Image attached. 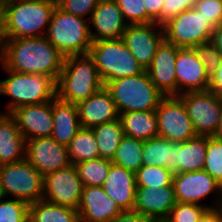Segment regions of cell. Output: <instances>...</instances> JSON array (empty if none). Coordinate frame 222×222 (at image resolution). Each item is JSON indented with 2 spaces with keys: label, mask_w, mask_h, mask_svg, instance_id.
Instances as JSON below:
<instances>
[{
  "label": "cell",
  "mask_w": 222,
  "mask_h": 222,
  "mask_svg": "<svg viewBox=\"0 0 222 222\" xmlns=\"http://www.w3.org/2000/svg\"><path fill=\"white\" fill-rule=\"evenodd\" d=\"M64 56L46 37H25L8 40L4 66L12 71L41 74L56 82L62 71Z\"/></svg>",
  "instance_id": "cell-1"
},
{
  "label": "cell",
  "mask_w": 222,
  "mask_h": 222,
  "mask_svg": "<svg viewBox=\"0 0 222 222\" xmlns=\"http://www.w3.org/2000/svg\"><path fill=\"white\" fill-rule=\"evenodd\" d=\"M5 77L0 78V96L8 99L3 103L7 114L23 105L42 104L57 97L56 81L47 75L20 73L0 67Z\"/></svg>",
  "instance_id": "cell-2"
},
{
  "label": "cell",
  "mask_w": 222,
  "mask_h": 222,
  "mask_svg": "<svg viewBox=\"0 0 222 222\" xmlns=\"http://www.w3.org/2000/svg\"><path fill=\"white\" fill-rule=\"evenodd\" d=\"M56 84L57 98L75 105L104 87L95 62L89 54L65 57Z\"/></svg>",
  "instance_id": "cell-3"
},
{
  "label": "cell",
  "mask_w": 222,
  "mask_h": 222,
  "mask_svg": "<svg viewBox=\"0 0 222 222\" xmlns=\"http://www.w3.org/2000/svg\"><path fill=\"white\" fill-rule=\"evenodd\" d=\"M56 0H4L3 14L9 39L45 37Z\"/></svg>",
  "instance_id": "cell-4"
},
{
  "label": "cell",
  "mask_w": 222,
  "mask_h": 222,
  "mask_svg": "<svg viewBox=\"0 0 222 222\" xmlns=\"http://www.w3.org/2000/svg\"><path fill=\"white\" fill-rule=\"evenodd\" d=\"M104 87L113 98L119 114L155 110L164 97L146 70L139 75L108 81Z\"/></svg>",
  "instance_id": "cell-5"
},
{
  "label": "cell",
  "mask_w": 222,
  "mask_h": 222,
  "mask_svg": "<svg viewBox=\"0 0 222 222\" xmlns=\"http://www.w3.org/2000/svg\"><path fill=\"white\" fill-rule=\"evenodd\" d=\"M45 37L64 58L89 54L92 45L89 19L66 13L57 5Z\"/></svg>",
  "instance_id": "cell-6"
},
{
  "label": "cell",
  "mask_w": 222,
  "mask_h": 222,
  "mask_svg": "<svg viewBox=\"0 0 222 222\" xmlns=\"http://www.w3.org/2000/svg\"><path fill=\"white\" fill-rule=\"evenodd\" d=\"M89 55L95 62L103 84L121 77L139 75L145 71L122 39L92 42Z\"/></svg>",
  "instance_id": "cell-7"
},
{
  "label": "cell",
  "mask_w": 222,
  "mask_h": 222,
  "mask_svg": "<svg viewBox=\"0 0 222 222\" xmlns=\"http://www.w3.org/2000/svg\"><path fill=\"white\" fill-rule=\"evenodd\" d=\"M172 185L177 202L222 207V187L205 170L174 173Z\"/></svg>",
  "instance_id": "cell-8"
},
{
  "label": "cell",
  "mask_w": 222,
  "mask_h": 222,
  "mask_svg": "<svg viewBox=\"0 0 222 222\" xmlns=\"http://www.w3.org/2000/svg\"><path fill=\"white\" fill-rule=\"evenodd\" d=\"M0 181L8 198L28 204L43 199L44 176L26 159L0 166Z\"/></svg>",
  "instance_id": "cell-9"
},
{
  "label": "cell",
  "mask_w": 222,
  "mask_h": 222,
  "mask_svg": "<svg viewBox=\"0 0 222 222\" xmlns=\"http://www.w3.org/2000/svg\"><path fill=\"white\" fill-rule=\"evenodd\" d=\"M162 27L165 41L179 48H193L211 41L216 25L192 8L184 10Z\"/></svg>",
  "instance_id": "cell-10"
},
{
  "label": "cell",
  "mask_w": 222,
  "mask_h": 222,
  "mask_svg": "<svg viewBox=\"0 0 222 222\" xmlns=\"http://www.w3.org/2000/svg\"><path fill=\"white\" fill-rule=\"evenodd\" d=\"M189 118L197 136L212 137L217 131L222 100L210 90L181 93Z\"/></svg>",
  "instance_id": "cell-11"
},
{
  "label": "cell",
  "mask_w": 222,
  "mask_h": 222,
  "mask_svg": "<svg viewBox=\"0 0 222 222\" xmlns=\"http://www.w3.org/2000/svg\"><path fill=\"white\" fill-rule=\"evenodd\" d=\"M159 137L184 142L197 136L185 104L179 96H164L155 109Z\"/></svg>",
  "instance_id": "cell-12"
},
{
  "label": "cell",
  "mask_w": 222,
  "mask_h": 222,
  "mask_svg": "<svg viewBox=\"0 0 222 222\" xmlns=\"http://www.w3.org/2000/svg\"><path fill=\"white\" fill-rule=\"evenodd\" d=\"M83 189L84 184L72 164L44 176L43 199L53 204L77 209Z\"/></svg>",
  "instance_id": "cell-13"
},
{
  "label": "cell",
  "mask_w": 222,
  "mask_h": 222,
  "mask_svg": "<svg viewBox=\"0 0 222 222\" xmlns=\"http://www.w3.org/2000/svg\"><path fill=\"white\" fill-rule=\"evenodd\" d=\"M25 159L43 176L72 165L67 147L52 137L26 140Z\"/></svg>",
  "instance_id": "cell-14"
},
{
  "label": "cell",
  "mask_w": 222,
  "mask_h": 222,
  "mask_svg": "<svg viewBox=\"0 0 222 222\" xmlns=\"http://www.w3.org/2000/svg\"><path fill=\"white\" fill-rule=\"evenodd\" d=\"M121 39L144 70L165 40L163 27L155 23L128 25Z\"/></svg>",
  "instance_id": "cell-15"
},
{
  "label": "cell",
  "mask_w": 222,
  "mask_h": 222,
  "mask_svg": "<svg viewBox=\"0 0 222 222\" xmlns=\"http://www.w3.org/2000/svg\"><path fill=\"white\" fill-rule=\"evenodd\" d=\"M10 115L15 119L25 140L51 137L54 128L52 101L23 105L14 109Z\"/></svg>",
  "instance_id": "cell-16"
},
{
  "label": "cell",
  "mask_w": 222,
  "mask_h": 222,
  "mask_svg": "<svg viewBox=\"0 0 222 222\" xmlns=\"http://www.w3.org/2000/svg\"><path fill=\"white\" fill-rule=\"evenodd\" d=\"M89 24L92 42L121 39L129 25L115 0H100Z\"/></svg>",
  "instance_id": "cell-17"
},
{
  "label": "cell",
  "mask_w": 222,
  "mask_h": 222,
  "mask_svg": "<svg viewBox=\"0 0 222 222\" xmlns=\"http://www.w3.org/2000/svg\"><path fill=\"white\" fill-rule=\"evenodd\" d=\"M175 69L176 96L188 91L208 90L210 77L193 48H179Z\"/></svg>",
  "instance_id": "cell-18"
},
{
  "label": "cell",
  "mask_w": 222,
  "mask_h": 222,
  "mask_svg": "<svg viewBox=\"0 0 222 222\" xmlns=\"http://www.w3.org/2000/svg\"><path fill=\"white\" fill-rule=\"evenodd\" d=\"M179 47L163 41L146 69L154 86L163 96H176V58Z\"/></svg>",
  "instance_id": "cell-19"
},
{
  "label": "cell",
  "mask_w": 222,
  "mask_h": 222,
  "mask_svg": "<svg viewBox=\"0 0 222 222\" xmlns=\"http://www.w3.org/2000/svg\"><path fill=\"white\" fill-rule=\"evenodd\" d=\"M77 211L80 222H110L122 212L101 186H84Z\"/></svg>",
  "instance_id": "cell-20"
},
{
  "label": "cell",
  "mask_w": 222,
  "mask_h": 222,
  "mask_svg": "<svg viewBox=\"0 0 222 222\" xmlns=\"http://www.w3.org/2000/svg\"><path fill=\"white\" fill-rule=\"evenodd\" d=\"M207 136H195L184 142H171L167 169L174 173L204 170Z\"/></svg>",
  "instance_id": "cell-21"
},
{
  "label": "cell",
  "mask_w": 222,
  "mask_h": 222,
  "mask_svg": "<svg viewBox=\"0 0 222 222\" xmlns=\"http://www.w3.org/2000/svg\"><path fill=\"white\" fill-rule=\"evenodd\" d=\"M177 203L173 185L159 188L137 186L133 210L149 218L168 217Z\"/></svg>",
  "instance_id": "cell-22"
},
{
  "label": "cell",
  "mask_w": 222,
  "mask_h": 222,
  "mask_svg": "<svg viewBox=\"0 0 222 222\" xmlns=\"http://www.w3.org/2000/svg\"><path fill=\"white\" fill-rule=\"evenodd\" d=\"M80 125L93 128L119 119V112L113 98L105 87L78 105Z\"/></svg>",
  "instance_id": "cell-23"
},
{
  "label": "cell",
  "mask_w": 222,
  "mask_h": 222,
  "mask_svg": "<svg viewBox=\"0 0 222 222\" xmlns=\"http://www.w3.org/2000/svg\"><path fill=\"white\" fill-rule=\"evenodd\" d=\"M101 187L122 211L133 210L137 189L135 172L112 164Z\"/></svg>",
  "instance_id": "cell-24"
},
{
  "label": "cell",
  "mask_w": 222,
  "mask_h": 222,
  "mask_svg": "<svg viewBox=\"0 0 222 222\" xmlns=\"http://www.w3.org/2000/svg\"><path fill=\"white\" fill-rule=\"evenodd\" d=\"M52 117L54 128L51 137L67 147L81 129L78 106L56 97L52 100Z\"/></svg>",
  "instance_id": "cell-25"
},
{
  "label": "cell",
  "mask_w": 222,
  "mask_h": 222,
  "mask_svg": "<svg viewBox=\"0 0 222 222\" xmlns=\"http://www.w3.org/2000/svg\"><path fill=\"white\" fill-rule=\"evenodd\" d=\"M26 140L15 119L6 114L0 120V165L25 159Z\"/></svg>",
  "instance_id": "cell-26"
},
{
  "label": "cell",
  "mask_w": 222,
  "mask_h": 222,
  "mask_svg": "<svg viewBox=\"0 0 222 222\" xmlns=\"http://www.w3.org/2000/svg\"><path fill=\"white\" fill-rule=\"evenodd\" d=\"M124 134L145 141L159 136L155 110L124 112L119 115Z\"/></svg>",
  "instance_id": "cell-27"
},
{
  "label": "cell",
  "mask_w": 222,
  "mask_h": 222,
  "mask_svg": "<svg viewBox=\"0 0 222 222\" xmlns=\"http://www.w3.org/2000/svg\"><path fill=\"white\" fill-rule=\"evenodd\" d=\"M29 222H80L77 209L50 203L45 199L31 203Z\"/></svg>",
  "instance_id": "cell-28"
},
{
  "label": "cell",
  "mask_w": 222,
  "mask_h": 222,
  "mask_svg": "<svg viewBox=\"0 0 222 222\" xmlns=\"http://www.w3.org/2000/svg\"><path fill=\"white\" fill-rule=\"evenodd\" d=\"M92 130L96 138L99 156L112 160L116 149L125 135L120 118L93 127Z\"/></svg>",
  "instance_id": "cell-29"
},
{
  "label": "cell",
  "mask_w": 222,
  "mask_h": 222,
  "mask_svg": "<svg viewBox=\"0 0 222 222\" xmlns=\"http://www.w3.org/2000/svg\"><path fill=\"white\" fill-rule=\"evenodd\" d=\"M73 165L100 158L96 138L91 128H83L75 134L67 146Z\"/></svg>",
  "instance_id": "cell-30"
},
{
  "label": "cell",
  "mask_w": 222,
  "mask_h": 222,
  "mask_svg": "<svg viewBox=\"0 0 222 222\" xmlns=\"http://www.w3.org/2000/svg\"><path fill=\"white\" fill-rule=\"evenodd\" d=\"M143 141L124 135L115 151L112 164L136 172L142 165Z\"/></svg>",
  "instance_id": "cell-31"
},
{
  "label": "cell",
  "mask_w": 222,
  "mask_h": 222,
  "mask_svg": "<svg viewBox=\"0 0 222 222\" xmlns=\"http://www.w3.org/2000/svg\"><path fill=\"white\" fill-rule=\"evenodd\" d=\"M171 141L162 137L143 141L142 161L144 166L167 168L170 161Z\"/></svg>",
  "instance_id": "cell-32"
},
{
  "label": "cell",
  "mask_w": 222,
  "mask_h": 222,
  "mask_svg": "<svg viewBox=\"0 0 222 222\" xmlns=\"http://www.w3.org/2000/svg\"><path fill=\"white\" fill-rule=\"evenodd\" d=\"M111 160L97 158L75 164L78 176L84 186H102L107 178Z\"/></svg>",
  "instance_id": "cell-33"
},
{
  "label": "cell",
  "mask_w": 222,
  "mask_h": 222,
  "mask_svg": "<svg viewBox=\"0 0 222 222\" xmlns=\"http://www.w3.org/2000/svg\"><path fill=\"white\" fill-rule=\"evenodd\" d=\"M136 185L159 188L172 185L173 173L167 168L142 165L136 172Z\"/></svg>",
  "instance_id": "cell-34"
},
{
  "label": "cell",
  "mask_w": 222,
  "mask_h": 222,
  "mask_svg": "<svg viewBox=\"0 0 222 222\" xmlns=\"http://www.w3.org/2000/svg\"><path fill=\"white\" fill-rule=\"evenodd\" d=\"M204 170L222 185V140L207 137Z\"/></svg>",
  "instance_id": "cell-35"
},
{
  "label": "cell",
  "mask_w": 222,
  "mask_h": 222,
  "mask_svg": "<svg viewBox=\"0 0 222 222\" xmlns=\"http://www.w3.org/2000/svg\"><path fill=\"white\" fill-rule=\"evenodd\" d=\"M30 204L19 199L0 200V222H29Z\"/></svg>",
  "instance_id": "cell-36"
},
{
  "label": "cell",
  "mask_w": 222,
  "mask_h": 222,
  "mask_svg": "<svg viewBox=\"0 0 222 222\" xmlns=\"http://www.w3.org/2000/svg\"><path fill=\"white\" fill-rule=\"evenodd\" d=\"M129 25L150 24L154 21L146 14L144 0H115Z\"/></svg>",
  "instance_id": "cell-37"
},
{
  "label": "cell",
  "mask_w": 222,
  "mask_h": 222,
  "mask_svg": "<svg viewBox=\"0 0 222 222\" xmlns=\"http://www.w3.org/2000/svg\"><path fill=\"white\" fill-rule=\"evenodd\" d=\"M193 49L211 77L222 62V54L211 41L196 45Z\"/></svg>",
  "instance_id": "cell-38"
},
{
  "label": "cell",
  "mask_w": 222,
  "mask_h": 222,
  "mask_svg": "<svg viewBox=\"0 0 222 222\" xmlns=\"http://www.w3.org/2000/svg\"><path fill=\"white\" fill-rule=\"evenodd\" d=\"M207 210L208 208L205 206L177 202L170 211L168 218L172 222H199Z\"/></svg>",
  "instance_id": "cell-39"
},
{
  "label": "cell",
  "mask_w": 222,
  "mask_h": 222,
  "mask_svg": "<svg viewBox=\"0 0 222 222\" xmlns=\"http://www.w3.org/2000/svg\"><path fill=\"white\" fill-rule=\"evenodd\" d=\"M57 6L66 13L90 19L100 0H56Z\"/></svg>",
  "instance_id": "cell-40"
},
{
  "label": "cell",
  "mask_w": 222,
  "mask_h": 222,
  "mask_svg": "<svg viewBox=\"0 0 222 222\" xmlns=\"http://www.w3.org/2000/svg\"><path fill=\"white\" fill-rule=\"evenodd\" d=\"M195 2L196 0H164L161 14L154 23L163 26L184 10L194 8Z\"/></svg>",
  "instance_id": "cell-41"
},
{
  "label": "cell",
  "mask_w": 222,
  "mask_h": 222,
  "mask_svg": "<svg viewBox=\"0 0 222 222\" xmlns=\"http://www.w3.org/2000/svg\"><path fill=\"white\" fill-rule=\"evenodd\" d=\"M194 8L216 26L222 23V0H196Z\"/></svg>",
  "instance_id": "cell-42"
},
{
  "label": "cell",
  "mask_w": 222,
  "mask_h": 222,
  "mask_svg": "<svg viewBox=\"0 0 222 222\" xmlns=\"http://www.w3.org/2000/svg\"><path fill=\"white\" fill-rule=\"evenodd\" d=\"M8 40L5 17L2 13L0 15V67L4 65L7 57Z\"/></svg>",
  "instance_id": "cell-43"
},
{
  "label": "cell",
  "mask_w": 222,
  "mask_h": 222,
  "mask_svg": "<svg viewBox=\"0 0 222 222\" xmlns=\"http://www.w3.org/2000/svg\"><path fill=\"white\" fill-rule=\"evenodd\" d=\"M208 90L216 94L222 100V62L210 77Z\"/></svg>",
  "instance_id": "cell-44"
},
{
  "label": "cell",
  "mask_w": 222,
  "mask_h": 222,
  "mask_svg": "<svg viewBox=\"0 0 222 222\" xmlns=\"http://www.w3.org/2000/svg\"><path fill=\"white\" fill-rule=\"evenodd\" d=\"M110 222H150V219L134 210L122 211Z\"/></svg>",
  "instance_id": "cell-45"
},
{
  "label": "cell",
  "mask_w": 222,
  "mask_h": 222,
  "mask_svg": "<svg viewBox=\"0 0 222 222\" xmlns=\"http://www.w3.org/2000/svg\"><path fill=\"white\" fill-rule=\"evenodd\" d=\"M146 14L155 21L161 14L164 0H144Z\"/></svg>",
  "instance_id": "cell-46"
},
{
  "label": "cell",
  "mask_w": 222,
  "mask_h": 222,
  "mask_svg": "<svg viewBox=\"0 0 222 222\" xmlns=\"http://www.w3.org/2000/svg\"><path fill=\"white\" fill-rule=\"evenodd\" d=\"M199 222H222V207L208 209Z\"/></svg>",
  "instance_id": "cell-47"
},
{
  "label": "cell",
  "mask_w": 222,
  "mask_h": 222,
  "mask_svg": "<svg viewBox=\"0 0 222 222\" xmlns=\"http://www.w3.org/2000/svg\"><path fill=\"white\" fill-rule=\"evenodd\" d=\"M211 42L218 48L222 54V23L213 30Z\"/></svg>",
  "instance_id": "cell-48"
},
{
  "label": "cell",
  "mask_w": 222,
  "mask_h": 222,
  "mask_svg": "<svg viewBox=\"0 0 222 222\" xmlns=\"http://www.w3.org/2000/svg\"><path fill=\"white\" fill-rule=\"evenodd\" d=\"M214 137L222 140V108H221V113H220L219 124H218L217 131Z\"/></svg>",
  "instance_id": "cell-49"
},
{
  "label": "cell",
  "mask_w": 222,
  "mask_h": 222,
  "mask_svg": "<svg viewBox=\"0 0 222 222\" xmlns=\"http://www.w3.org/2000/svg\"><path fill=\"white\" fill-rule=\"evenodd\" d=\"M150 222H172L168 217L150 219Z\"/></svg>",
  "instance_id": "cell-50"
},
{
  "label": "cell",
  "mask_w": 222,
  "mask_h": 222,
  "mask_svg": "<svg viewBox=\"0 0 222 222\" xmlns=\"http://www.w3.org/2000/svg\"><path fill=\"white\" fill-rule=\"evenodd\" d=\"M2 101L3 100L0 97V120L7 114V112L5 111V109L3 107Z\"/></svg>",
  "instance_id": "cell-51"
},
{
  "label": "cell",
  "mask_w": 222,
  "mask_h": 222,
  "mask_svg": "<svg viewBox=\"0 0 222 222\" xmlns=\"http://www.w3.org/2000/svg\"><path fill=\"white\" fill-rule=\"evenodd\" d=\"M5 196V192L3 190V186L1 185V181H0V200L4 199Z\"/></svg>",
  "instance_id": "cell-52"
},
{
  "label": "cell",
  "mask_w": 222,
  "mask_h": 222,
  "mask_svg": "<svg viewBox=\"0 0 222 222\" xmlns=\"http://www.w3.org/2000/svg\"><path fill=\"white\" fill-rule=\"evenodd\" d=\"M3 2L4 0H0V15L3 13Z\"/></svg>",
  "instance_id": "cell-53"
},
{
  "label": "cell",
  "mask_w": 222,
  "mask_h": 222,
  "mask_svg": "<svg viewBox=\"0 0 222 222\" xmlns=\"http://www.w3.org/2000/svg\"><path fill=\"white\" fill-rule=\"evenodd\" d=\"M19 1H46V0H19Z\"/></svg>",
  "instance_id": "cell-54"
}]
</instances>
